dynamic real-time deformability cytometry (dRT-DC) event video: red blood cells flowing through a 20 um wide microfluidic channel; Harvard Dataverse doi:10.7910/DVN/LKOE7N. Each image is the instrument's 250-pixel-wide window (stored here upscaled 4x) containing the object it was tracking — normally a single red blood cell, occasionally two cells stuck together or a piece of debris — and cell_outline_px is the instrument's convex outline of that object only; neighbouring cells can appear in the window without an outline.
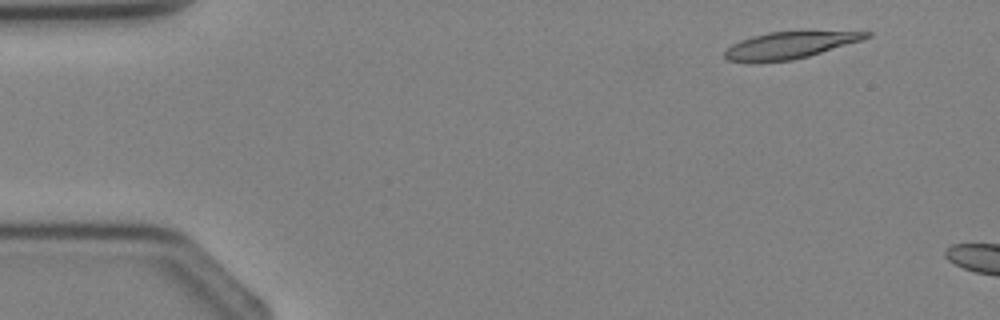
{"species": "Egyptian fruit bat (a non-hibernating species)", "species_latin": "Rousettus aegyptiacus", "temperature_condition": "cold", "stored_images_in_passage": 2, "camera_frame_rate_fps": 3000, "um_per_image_px": 0.085, "animal": {"sex": "female"}, "frame": {"image": 1, "passage_image": 1, "time_ms": 0.0, "image_size_px": [1000, 320], "cell_outline_px": [[872, 36], [860, 40], [808, 56], [792, 60], [752, 64], [728, 60], [724, 56], [724, 52], [732, 44], [740, 40], [752, 36], [768, 32], [872, 32]], "centroid_in_image_um": [67.0, 3.88], "position_along_channel_um": 18.0, "area_um2": 21.91}}